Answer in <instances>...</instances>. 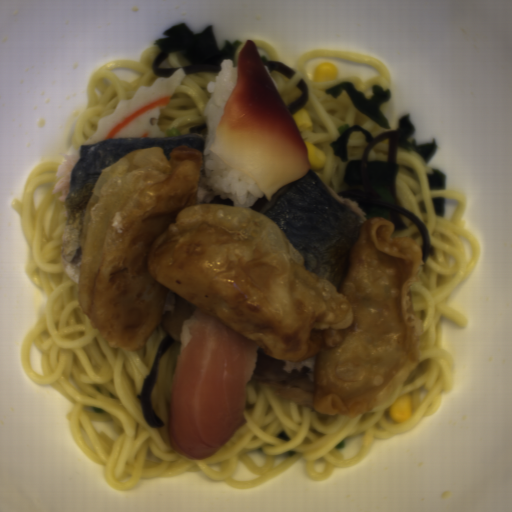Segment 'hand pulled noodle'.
<instances>
[{
    "instance_id": "obj_1",
    "label": "hand pulled noodle",
    "mask_w": 512,
    "mask_h": 512,
    "mask_svg": "<svg viewBox=\"0 0 512 512\" xmlns=\"http://www.w3.org/2000/svg\"><path fill=\"white\" fill-rule=\"evenodd\" d=\"M395 181L400 203L426 229L431 253L421 259L408 283L420 327L419 359L391 402L369 414L340 418L284 399L249 381L244 426L207 460H187L170 445L174 378L181 341L163 353L150 402L164 426H149L137 400L158 349L169 333L163 326L143 347L114 348L94 329L79 303V282L60 263L64 205L55 196L60 162L44 161L25 181L11 205L30 246L25 271L47 296L40 320L26 333L21 367L35 383L49 386L70 403L66 415L76 446L90 462L103 465L105 483L130 490L141 480L200 472L210 480L246 490L277 476L299 460L311 480L323 481L335 469L356 467L374 441L402 434L438 411L454 383L455 366L442 347L443 319L466 326L451 305L452 295L476 265L480 241L465 227L469 199L461 191L431 190L430 166L417 154L398 149ZM446 199V216H435L431 198ZM412 394L413 415L392 421L388 410Z\"/></svg>"
},
{
    "instance_id": "obj_2",
    "label": "hand pulled noodle",
    "mask_w": 512,
    "mask_h": 512,
    "mask_svg": "<svg viewBox=\"0 0 512 512\" xmlns=\"http://www.w3.org/2000/svg\"><path fill=\"white\" fill-rule=\"evenodd\" d=\"M337 57L345 60L369 65L378 70V76L369 81H362L352 75L341 76L336 80L313 81L305 74L304 65L307 59L314 57ZM295 74L288 78L281 72L271 71L269 74L285 107L301 97L300 89L296 87L299 80H304L309 97L308 101L301 107L311 119V128L306 132H298L305 144L309 143L325 154L326 163L322 169H313L324 180H326L338 193L344 189L345 164L337 157L332 148L331 142L339 139L341 135L353 126H361L372 136L382 131H392L383 128L359 109H357L346 92H341L336 99L326 93L331 86L340 82H351L357 92H362L368 99L372 94L373 86H381L384 89L391 85V77L384 63L370 55L351 52L342 49H313L305 51L298 59Z\"/></svg>"
},
{
    "instance_id": "obj_3",
    "label": "hand pulled noodle",
    "mask_w": 512,
    "mask_h": 512,
    "mask_svg": "<svg viewBox=\"0 0 512 512\" xmlns=\"http://www.w3.org/2000/svg\"><path fill=\"white\" fill-rule=\"evenodd\" d=\"M159 52L157 46L142 50L139 59H108L95 71L87 87L88 104L73 129L77 147L95 134L100 119L116 111L121 100L132 98L141 86H153L158 77L152 65Z\"/></svg>"
},
{
    "instance_id": "obj_4",
    "label": "hand pulled noodle",
    "mask_w": 512,
    "mask_h": 512,
    "mask_svg": "<svg viewBox=\"0 0 512 512\" xmlns=\"http://www.w3.org/2000/svg\"><path fill=\"white\" fill-rule=\"evenodd\" d=\"M218 75L211 72L186 74L159 116L158 132L167 136L166 131L177 126L182 136H190L188 131L191 127L207 124L206 105L212 97L207 82Z\"/></svg>"
},
{
    "instance_id": "obj_5",
    "label": "hand pulled noodle",
    "mask_w": 512,
    "mask_h": 512,
    "mask_svg": "<svg viewBox=\"0 0 512 512\" xmlns=\"http://www.w3.org/2000/svg\"><path fill=\"white\" fill-rule=\"evenodd\" d=\"M365 146L366 137L356 130L352 132L347 143L349 161L361 159L365 152Z\"/></svg>"
},
{
    "instance_id": "obj_6",
    "label": "hand pulled noodle",
    "mask_w": 512,
    "mask_h": 512,
    "mask_svg": "<svg viewBox=\"0 0 512 512\" xmlns=\"http://www.w3.org/2000/svg\"><path fill=\"white\" fill-rule=\"evenodd\" d=\"M401 220L403 223L407 226V229H393L392 233L394 238L395 237H408L410 239H413L416 241V243L420 246L422 250V244L423 239L421 237L420 231L416 224H414L411 220H409L407 217H402Z\"/></svg>"
},
{
    "instance_id": "obj_7",
    "label": "hand pulled noodle",
    "mask_w": 512,
    "mask_h": 512,
    "mask_svg": "<svg viewBox=\"0 0 512 512\" xmlns=\"http://www.w3.org/2000/svg\"><path fill=\"white\" fill-rule=\"evenodd\" d=\"M191 65L190 62L183 56L180 50H173L165 59L160 63L159 68H184Z\"/></svg>"
},
{
    "instance_id": "obj_8",
    "label": "hand pulled noodle",
    "mask_w": 512,
    "mask_h": 512,
    "mask_svg": "<svg viewBox=\"0 0 512 512\" xmlns=\"http://www.w3.org/2000/svg\"><path fill=\"white\" fill-rule=\"evenodd\" d=\"M389 145L388 140H382L376 144L368 153L367 159L370 160H386L388 159Z\"/></svg>"
},
{
    "instance_id": "obj_9",
    "label": "hand pulled noodle",
    "mask_w": 512,
    "mask_h": 512,
    "mask_svg": "<svg viewBox=\"0 0 512 512\" xmlns=\"http://www.w3.org/2000/svg\"><path fill=\"white\" fill-rule=\"evenodd\" d=\"M251 39L255 43L260 57L262 55H265L268 59H274V60L279 62L278 54L274 50V48L272 47L271 44L266 43V42H264L262 40H259L257 38H251Z\"/></svg>"
},
{
    "instance_id": "obj_10",
    "label": "hand pulled noodle",
    "mask_w": 512,
    "mask_h": 512,
    "mask_svg": "<svg viewBox=\"0 0 512 512\" xmlns=\"http://www.w3.org/2000/svg\"><path fill=\"white\" fill-rule=\"evenodd\" d=\"M247 39H244L242 41H240V46L237 48L235 54H234V59H233V63H236L239 65V60H240V54H241V50L245 44Z\"/></svg>"
}]
</instances>
